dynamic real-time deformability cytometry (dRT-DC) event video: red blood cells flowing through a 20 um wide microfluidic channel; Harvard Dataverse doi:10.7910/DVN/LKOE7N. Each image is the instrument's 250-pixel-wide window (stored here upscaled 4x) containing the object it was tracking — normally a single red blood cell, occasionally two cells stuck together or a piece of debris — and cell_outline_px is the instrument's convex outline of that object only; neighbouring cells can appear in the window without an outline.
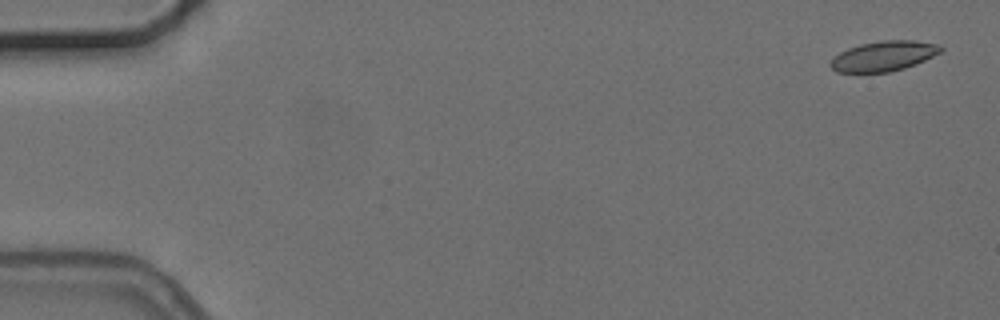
{"species": "common noctule bat (a hibernating species)", "species_latin": "Nyctalus noctula", "temperature_condition": "cold", "stored_images_in_passage": 5, "camera_frame_rate_fps": 3000, "um_per_image_px": 0.085, "animal": {"sex": "female", "body_mass_g": 24.6, "forearm_length_mm": 56.2}, "frame": {"image": 1, "passage_image": 1, "time_ms": 0.0, "image_size_px": [1000, 320], "cell_outline_px": [[944, 48], [940, 52], [916, 64], [904, 68], [888, 72], [836, 72], [828, 64], [832, 56], [848, 48], [860, 44], [880, 40], [916, 40], [936, 44]], "centroid_in_image_um": [75.06, 4.76], "position_along_channel_um": 9.9, "area_um2": 19.36}}
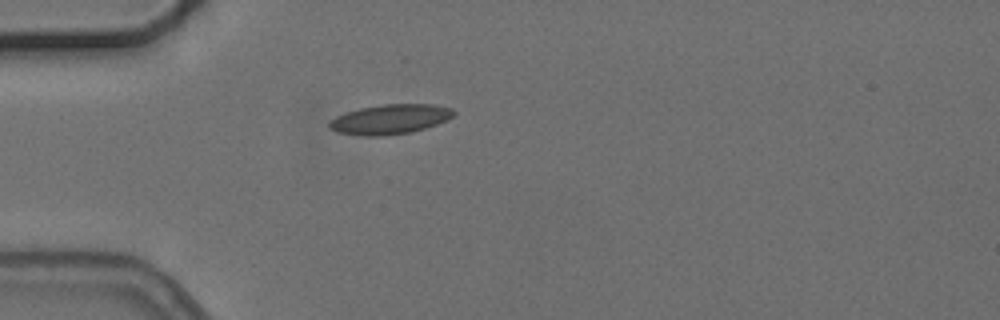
{"frame": {"image": 2, "passage_image": 5, "time_ms": 4.667, "image_size_px": [1000, 320], "cell_outline_px": [[456, 112], [448, 120], [412, 132], [384, 136], [364, 136], [336, 132], [328, 128], [328, 120], [336, 116], [360, 108], [384, 104], [432, 104], [452, 108]], "centroid_in_image_um": [33.13, 10.14], "position_along_channel_um": 51.9, "area_um2": 21.68}}